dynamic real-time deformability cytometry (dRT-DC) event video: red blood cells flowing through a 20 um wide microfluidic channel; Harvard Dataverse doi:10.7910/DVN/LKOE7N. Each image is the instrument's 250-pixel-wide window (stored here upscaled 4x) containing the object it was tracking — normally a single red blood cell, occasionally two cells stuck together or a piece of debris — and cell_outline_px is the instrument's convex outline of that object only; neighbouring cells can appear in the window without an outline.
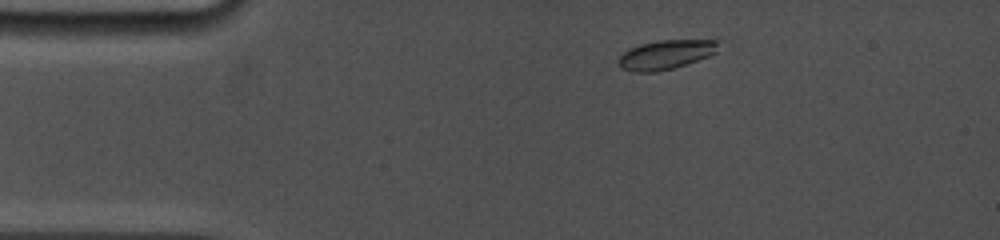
{"species": "common noctule bat (a hibernating species)", "species_latin": "Nyctalus noctula", "temperature_condition": "cold", "stored_images_in_passage": 80, "camera_frame_rate_fps": 5000, "um_per_image_px": 0.085, "animal": {"sex": "female", "body_mass_g": 19.0, "forearm_length_mm": 53.3}, "frame": {"image": 1, "passage_image": 3, "time_ms": 0.6, "image_size_px": [1000, 240], "cell_outline_px": [[720, 40], [716, 52], [708, 56], [672, 68], [656, 72], [632, 72], [620, 68], [620, 56], [628, 48], [640, 44], [660, 40], [720, 36]], "centroid_in_image_um": [56.72, 4.57], "position_along_channel_um": 28.3, "area_um2": 17.69}}
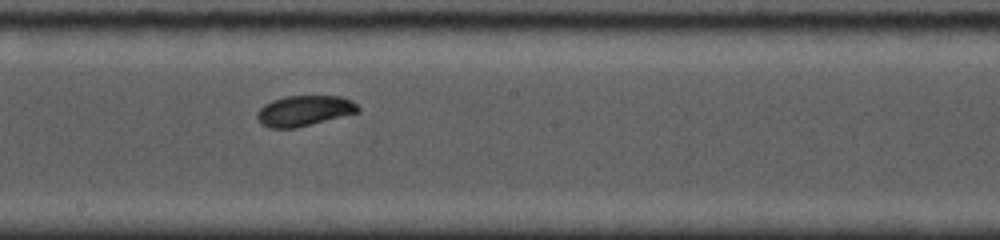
{"frame": {"image": 2, "passage_image": 39, "time_ms": 7.0, "image_size_px": [1000, 240], "cell_outline_px": [[360, 112], [296, 128], [268, 128], [260, 124], [256, 116], [256, 112], [264, 104], [272, 100], [284, 96], [340, 96], [352, 100], [360, 108]], "centroid_in_image_um": [25.84, 9.42], "position_along_channel_um": 222.4, "area_um2": 18.15}}
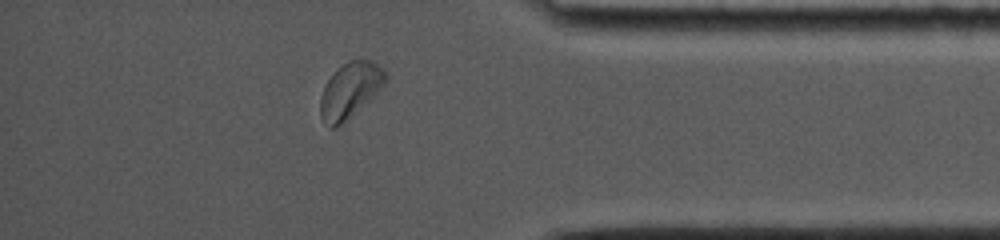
{"frame": {"image": 3, "passage_image": 69, "time_ms": 12.0, "image_size_px": [1000, 240], "cell_outline_px": [[388, 80], [376, 96], [336, 128], [328, 128], [320, 116], [320, 100], [324, 88], [328, 80], [336, 68], [348, 60], [368, 60], [384, 68], [388, 76]], "centroid_in_image_um": [29.79, 7.68], "position_along_channel_um": 405.4, "area_um2": 21.33}, "authors_computed_cell_mechanics": {"area_um2": 17.9758, "velocity_mm_per_s": 3.8451, "shape_relaxation_time_tau1_ms": 1.4941, "shape_relaxation_time_tau2_ms": null, "deformation_change_tau1": 0.098, "deformation_change_tau2": null}}